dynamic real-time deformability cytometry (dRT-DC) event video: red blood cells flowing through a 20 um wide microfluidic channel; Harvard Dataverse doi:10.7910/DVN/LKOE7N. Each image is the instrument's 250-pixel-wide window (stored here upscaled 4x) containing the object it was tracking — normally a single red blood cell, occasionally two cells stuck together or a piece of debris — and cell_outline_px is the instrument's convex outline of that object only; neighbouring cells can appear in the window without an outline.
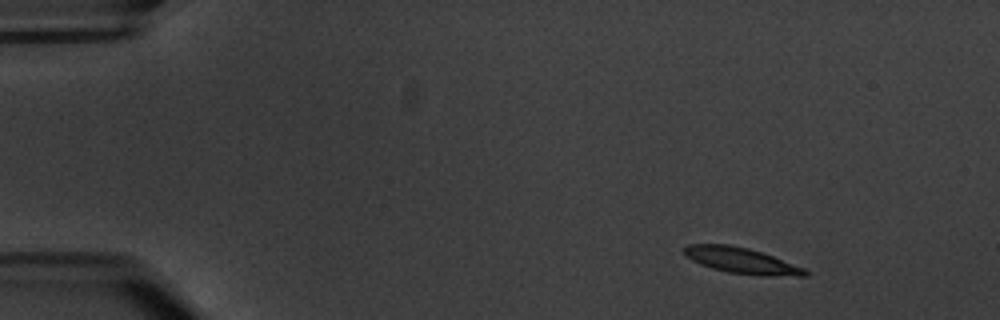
{"species": "common noctule bat (a hibernating species)", "species_latin": "Nyctalus noctula", "temperature_condition": "warm", "stored_images_in_passage": 5, "segment_of_instrument_passage": [1, 2], "camera_frame_rate_fps": 3000, "um_per_image_px": 0.085, "animal": {"sex": "male", "body_mass_g": 20.1, "forearm_length_mm": 53.5}, "frame": {"image": 1, "passage_image": 1, "time_ms": 0.0, "image_size_px": [1000, 320], "cell_outline_px": [[812, 272], [808, 276], [764, 276], [728, 272], [712, 268], [700, 264], [684, 256], [684, 248], [688, 244], [728, 244], [748, 248], [772, 256], [804, 268]], "centroid_in_image_um": [63.04, 22.16], "position_along_channel_um": 22.0, "area_um2": 18.21}}